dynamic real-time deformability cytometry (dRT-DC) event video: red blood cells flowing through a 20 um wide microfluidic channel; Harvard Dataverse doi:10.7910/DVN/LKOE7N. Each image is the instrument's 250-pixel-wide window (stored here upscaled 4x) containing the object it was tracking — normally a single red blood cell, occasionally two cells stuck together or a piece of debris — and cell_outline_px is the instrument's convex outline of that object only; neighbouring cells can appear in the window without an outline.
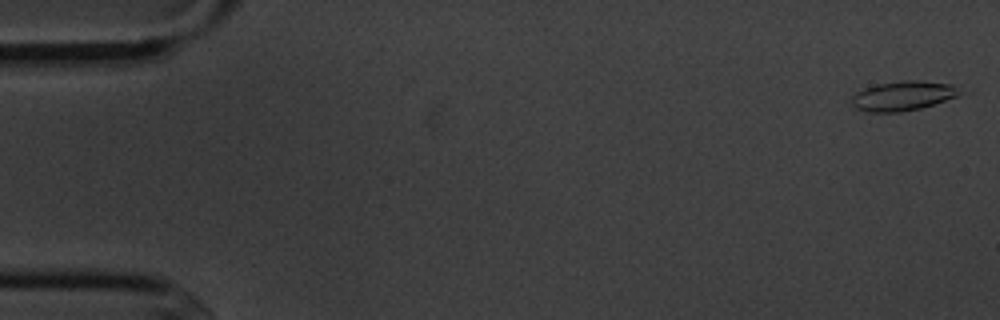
{"species": "common noctule bat (a hibernating species)", "species_latin": "Nyctalus noctula", "temperature_condition": "cold", "stored_images_in_passage": 6, "camera_frame_rate_fps": 3000, "um_per_image_px": 0.085, "animal": {"sex": "male", "body_mass_g": 20.1, "forearm_length_mm": 53.5}, "frame": {"image": 1, "passage_image": 1, "time_ms": 0.0, "image_size_px": [1000, 320], "cell_outline_px": [[960, 92], [956, 96], [920, 108], [900, 112], [868, 112], [856, 108], [852, 104], [852, 96], [856, 92], [864, 88], [876, 84], [904, 80], [916, 80], [952, 84]], "centroid_in_image_um": [76.68, 8.14], "position_along_channel_um": 8.3, "area_um2": 18.32}}
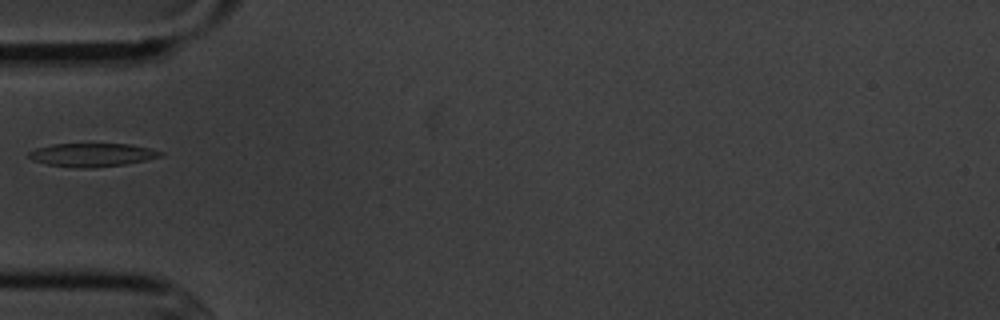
{"frame": {"image": 2, "passage_image": 5, "time_ms": 5.667, "image_size_px": [1000, 320], "cell_outline_px": [[164, 156], [124, 164], [92, 168], [80, 168], [48, 164], [32, 160], [28, 156], [28, 152], [36, 148], [52, 144], [132, 144], [164, 152]], "centroid_in_image_um": [7.83, 13.16], "position_along_channel_um": 77.2, "area_um2": 17.86}}
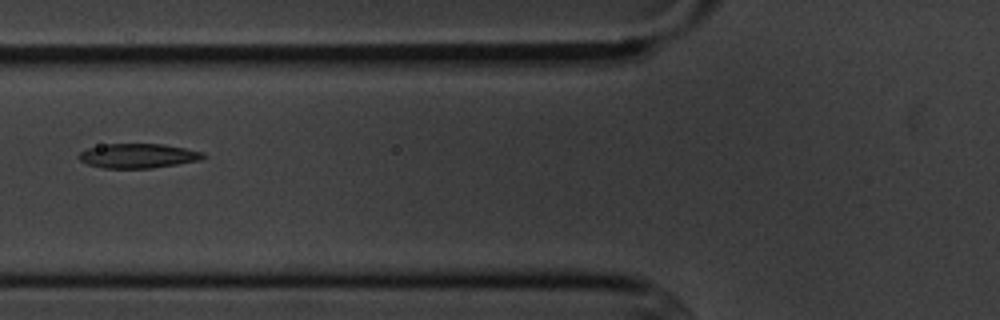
{"frame": {"image": 3, "passage_image": 6, "time_ms": 6.667, "image_size_px": [1000, 320], "cell_outline_px": [[208, 156], [200, 160], [152, 168], [104, 168], [88, 164], [80, 160], [76, 156], [80, 152], [88, 148], [108, 144], [164, 144], [204, 152]], "centroid_in_image_um": [11.75, 13.24], "position_along_channel_um": 114.0, "area_um2": 17.69}}